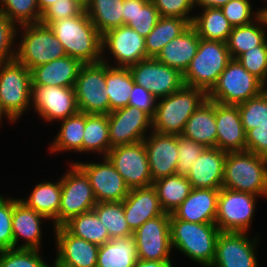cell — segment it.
Segmentation results:
<instances>
[{
  "mask_svg": "<svg viewBox=\"0 0 267 267\" xmlns=\"http://www.w3.org/2000/svg\"><path fill=\"white\" fill-rule=\"evenodd\" d=\"M220 232L215 223L170 219L172 248L203 267L211 266Z\"/></svg>",
  "mask_w": 267,
  "mask_h": 267,
  "instance_id": "obj_3",
  "label": "cell"
},
{
  "mask_svg": "<svg viewBox=\"0 0 267 267\" xmlns=\"http://www.w3.org/2000/svg\"><path fill=\"white\" fill-rule=\"evenodd\" d=\"M170 213L147 220L133 232L140 260L171 261L173 249L170 234Z\"/></svg>",
  "mask_w": 267,
  "mask_h": 267,
  "instance_id": "obj_15",
  "label": "cell"
},
{
  "mask_svg": "<svg viewBox=\"0 0 267 267\" xmlns=\"http://www.w3.org/2000/svg\"><path fill=\"white\" fill-rule=\"evenodd\" d=\"M31 71L16 59L0 62V104L15 123L31 107Z\"/></svg>",
  "mask_w": 267,
  "mask_h": 267,
  "instance_id": "obj_7",
  "label": "cell"
},
{
  "mask_svg": "<svg viewBox=\"0 0 267 267\" xmlns=\"http://www.w3.org/2000/svg\"><path fill=\"white\" fill-rule=\"evenodd\" d=\"M264 27L260 16L247 25L233 27L226 42L231 58L237 59L242 53L260 46L267 39Z\"/></svg>",
  "mask_w": 267,
  "mask_h": 267,
  "instance_id": "obj_35",
  "label": "cell"
},
{
  "mask_svg": "<svg viewBox=\"0 0 267 267\" xmlns=\"http://www.w3.org/2000/svg\"><path fill=\"white\" fill-rule=\"evenodd\" d=\"M172 261H153L138 259L134 267H173Z\"/></svg>",
  "mask_w": 267,
  "mask_h": 267,
  "instance_id": "obj_56",
  "label": "cell"
},
{
  "mask_svg": "<svg viewBox=\"0 0 267 267\" xmlns=\"http://www.w3.org/2000/svg\"><path fill=\"white\" fill-rule=\"evenodd\" d=\"M227 152L217 147H206L196 158L187 174L194 189H220L223 183L224 162Z\"/></svg>",
  "mask_w": 267,
  "mask_h": 267,
  "instance_id": "obj_25",
  "label": "cell"
},
{
  "mask_svg": "<svg viewBox=\"0 0 267 267\" xmlns=\"http://www.w3.org/2000/svg\"><path fill=\"white\" fill-rule=\"evenodd\" d=\"M231 0H195V9L196 6L201 9L207 8H221Z\"/></svg>",
  "mask_w": 267,
  "mask_h": 267,
  "instance_id": "obj_55",
  "label": "cell"
},
{
  "mask_svg": "<svg viewBox=\"0 0 267 267\" xmlns=\"http://www.w3.org/2000/svg\"><path fill=\"white\" fill-rule=\"evenodd\" d=\"M42 220L49 219L27 207L19 199L13 198L12 232L14 248L40 250ZM20 239L25 240L24 243L19 244Z\"/></svg>",
  "mask_w": 267,
  "mask_h": 267,
  "instance_id": "obj_23",
  "label": "cell"
},
{
  "mask_svg": "<svg viewBox=\"0 0 267 267\" xmlns=\"http://www.w3.org/2000/svg\"><path fill=\"white\" fill-rule=\"evenodd\" d=\"M190 25L186 19L160 16L154 29L145 38L147 56L155 58L164 46L182 34Z\"/></svg>",
  "mask_w": 267,
  "mask_h": 267,
  "instance_id": "obj_40",
  "label": "cell"
},
{
  "mask_svg": "<svg viewBox=\"0 0 267 267\" xmlns=\"http://www.w3.org/2000/svg\"><path fill=\"white\" fill-rule=\"evenodd\" d=\"M231 60L226 42L200 39L196 55L183 74L184 85L208 93Z\"/></svg>",
  "mask_w": 267,
  "mask_h": 267,
  "instance_id": "obj_6",
  "label": "cell"
},
{
  "mask_svg": "<svg viewBox=\"0 0 267 267\" xmlns=\"http://www.w3.org/2000/svg\"><path fill=\"white\" fill-rule=\"evenodd\" d=\"M74 89L79 112L107 115L110 113L105 62L83 64Z\"/></svg>",
  "mask_w": 267,
  "mask_h": 267,
  "instance_id": "obj_9",
  "label": "cell"
},
{
  "mask_svg": "<svg viewBox=\"0 0 267 267\" xmlns=\"http://www.w3.org/2000/svg\"><path fill=\"white\" fill-rule=\"evenodd\" d=\"M137 260L133 236L112 238L99 245L96 267H134Z\"/></svg>",
  "mask_w": 267,
  "mask_h": 267,
  "instance_id": "obj_31",
  "label": "cell"
},
{
  "mask_svg": "<svg viewBox=\"0 0 267 267\" xmlns=\"http://www.w3.org/2000/svg\"><path fill=\"white\" fill-rule=\"evenodd\" d=\"M12 213L13 197L4 198L0 194V251L14 248Z\"/></svg>",
  "mask_w": 267,
  "mask_h": 267,
  "instance_id": "obj_52",
  "label": "cell"
},
{
  "mask_svg": "<svg viewBox=\"0 0 267 267\" xmlns=\"http://www.w3.org/2000/svg\"><path fill=\"white\" fill-rule=\"evenodd\" d=\"M61 178L55 183L42 181L35 185L28 198H19L27 207L34 209L52 221L58 227V212L61 204Z\"/></svg>",
  "mask_w": 267,
  "mask_h": 267,
  "instance_id": "obj_30",
  "label": "cell"
},
{
  "mask_svg": "<svg viewBox=\"0 0 267 267\" xmlns=\"http://www.w3.org/2000/svg\"><path fill=\"white\" fill-rule=\"evenodd\" d=\"M123 2L124 0H89L85 11L101 35L123 25Z\"/></svg>",
  "mask_w": 267,
  "mask_h": 267,
  "instance_id": "obj_36",
  "label": "cell"
},
{
  "mask_svg": "<svg viewBox=\"0 0 267 267\" xmlns=\"http://www.w3.org/2000/svg\"><path fill=\"white\" fill-rule=\"evenodd\" d=\"M54 229V267H96L99 245L72 235L64 226Z\"/></svg>",
  "mask_w": 267,
  "mask_h": 267,
  "instance_id": "obj_20",
  "label": "cell"
},
{
  "mask_svg": "<svg viewBox=\"0 0 267 267\" xmlns=\"http://www.w3.org/2000/svg\"><path fill=\"white\" fill-rule=\"evenodd\" d=\"M0 11L17 27L40 23L42 16L37 0H0Z\"/></svg>",
  "mask_w": 267,
  "mask_h": 267,
  "instance_id": "obj_43",
  "label": "cell"
},
{
  "mask_svg": "<svg viewBox=\"0 0 267 267\" xmlns=\"http://www.w3.org/2000/svg\"><path fill=\"white\" fill-rule=\"evenodd\" d=\"M134 83L150 91L156 99L169 96L183 85V74L177 69L149 57L129 66Z\"/></svg>",
  "mask_w": 267,
  "mask_h": 267,
  "instance_id": "obj_14",
  "label": "cell"
},
{
  "mask_svg": "<svg viewBox=\"0 0 267 267\" xmlns=\"http://www.w3.org/2000/svg\"><path fill=\"white\" fill-rule=\"evenodd\" d=\"M216 147L226 152L246 151V133L237 105L215 102Z\"/></svg>",
  "mask_w": 267,
  "mask_h": 267,
  "instance_id": "obj_22",
  "label": "cell"
},
{
  "mask_svg": "<svg viewBox=\"0 0 267 267\" xmlns=\"http://www.w3.org/2000/svg\"><path fill=\"white\" fill-rule=\"evenodd\" d=\"M82 65L80 60L67 55L34 67L30 70L32 85L74 87Z\"/></svg>",
  "mask_w": 267,
  "mask_h": 267,
  "instance_id": "obj_27",
  "label": "cell"
},
{
  "mask_svg": "<svg viewBox=\"0 0 267 267\" xmlns=\"http://www.w3.org/2000/svg\"><path fill=\"white\" fill-rule=\"evenodd\" d=\"M161 207L165 213L172 212L189 196L192 189L186 176L175 174L153 182Z\"/></svg>",
  "mask_w": 267,
  "mask_h": 267,
  "instance_id": "obj_39",
  "label": "cell"
},
{
  "mask_svg": "<svg viewBox=\"0 0 267 267\" xmlns=\"http://www.w3.org/2000/svg\"><path fill=\"white\" fill-rule=\"evenodd\" d=\"M183 136L204 145L216 147L215 102L207 99L187 120Z\"/></svg>",
  "mask_w": 267,
  "mask_h": 267,
  "instance_id": "obj_29",
  "label": "cell"
},
{
  "mask_svg": "<svg viewBox=\"0 0 267 267\" xmlns=\"http://www.w3.org/2000/svg\"><path fill=\"white\" fill-rule=\"evenodd\" d=\"M264 1L267 3V0H264ZM258 10L260 12L259 16L262 18L264 25L267 27V7H263L262 9L260 8Z\"/></svg>",
  "mask_w": 267,
  "mask_h": 267,
  "instance_id": "obj_58",
  "label": "cell"
},
{
  "mask_svg": "<svg viewBox=\"0 0 267 267\" xmlns=\"http://www.w3.org/2000/svg\"><path fill=\"white\" fill-rule=\"evenodd\" d=\"M63 226L72 235L97 245H103L111 239L106 226L93 210L71 218Z\"/></svg>",
  "mask_w": 267,
  "mask_h": 267,
  "instance_id": "obj_41",
  "label": "cell"
},
{
  "mask_svg": "<svg viewBox=\"0 0 267 267\" xmlns=\"http://www.w3.org/2000/svg\"><path fill=\"white\" fill-rule=\"evenodd\" d=\"M257 195L220 188L215 224L221 232H249Z\"/></svg>",
  "mask_w": 267,
  "mask_h": 267,
  "instance_id": "obj_11",
  "label": "cell"
},
{
  "mask_svg": "<svg viewBox=\"0 0 267 267\" xmlns=\"http://www.w3.org/2000/svg\"><path fill=\"white\" fill-rule=\"evenodd\" d=\"M129 189L153 184L147 151L143 141L113 147L106 156Z\"/></svg>",
  "mask_w": 267,
  "mask_h": 267,
  "instance_id": "obj_12",
  "label": "cell"
},
{
  "mask_svg": "<svg viewBox=\"0 0 267 267\" xmlns=\"http://www.w3.org/2000/svg\"><path fill=\"white\" fill-rule=\"evenodd\" d=\"M220 189H194L172 212L170 219L193 223H215Z\"/></svg>",
  "mask_w": 267,
  "mask_h": 267,
  "instance_id": "obj_24",
  "label": "cell"
},
{
  "mask_svg": "<svg viewBox=\"0 0 267 267\" xmlns=\"http://www.w3.org/2000/svg\"><path fill=\"white\" fill-rule=\"evenodd\" d=\"M162 17H179L192 24L195 0H150Z\"/></svg>",
  "mask_w": 267,
  "mask_h": 267,
  "instance_id": "obj_51",
  "label": "cell"
},
{
  "mask_svg": "<svg viewBox=\"0 0 267 267\" xmlns=\"http://www.w3.org/2000/svg\"><path fill=\"white\" fill-rule=\"evenodd\" d=\"M108 122L111 148L143 141L152 131V118L130 105L110 112Z\"/></svg>",
  "mask_w": 267,
  "mask_h": 267,
  "instance_id": "obj_19",
  "label": "cell"
},
{
  "mask_svg": "<svg viewBox=\"0 0 267 267\" xmlns=\"http://www.w3.org/2000/svg\"><path fill=\"white\" fill-rule=\"evenodd\" d=\"M93 211L106 226L111 239L133 236V231L125 219L123 202H99Z\"/></svg>",
  "mask_w": 267,
  "mask_h": 267,
  "instance_id": "obj_42",
  "label": "cell"
},
{
  "mask_svg": "<svg viewBox=\"0 0 267 267\" xmlns=\"http://www.w3.org/2000/svg\"><path fill=\"white\" fill-rule=\"evenodd\" d=\"M70 165V170L61 177L62 196L58 212V227L77 215L93 210L97 204L86 174L71 161Z\"/></svg>",
  "mask_w": 267,
  "mask_h": 267,
  "instance_id": "obj_10",
  "label": "cell"
},
{
  "mask_svg": "<svg viewBox=\"0 0 267 267\" xmlns=\"http://www.w3.org/2000/svg\"><path fill=\"white\" fill-rule=\"evenodd\" d=\"M110 149L108 115L85 113L82 153L95 152L106 157Z\"/></svg>",
  "mask_w": 267,
  "mask_h": 267,
  "instance_id": "obj_34",
  "label": "cell"
},
{
  "mask_svg": "<svg viewBox=\"0 0 267 267\" xmlns=\"http://www.w3.org/2000/svg\"><path fill=\"white\" fill-rule=\"evenodd\" d=\"M99 162H78L76 164L88 177L97 203L122 202L129 194V187L107 157Z\"/></svg>",
  "mask_w": 267,
  "mask_h": 267,
  "instance_id": "obj_17",
  "label": "cell"
},
{
  "mask_svg": "<svg viewBox=\"0 0 267 267\" xmlns=\"http://www.w3.org/2000/svg\"><path fill=\"white\" fill-rule=\"evenodd\" d=\"M17 26L0 11V62L15 59L16 46L14 42L18 37Z\"/></svg>",
  "mask_w": 267,
  "mask_h": 267,
  "instance_id": "obj_50",
  "label": "cell"
},
{
  "mask_svg": "<svg viewBox=\"0 0 267 267\" xmlns=\"http://www.w3.org/2000/svg\"><path fill=\"white\" fill-rule=\"evenodd\" d=\"M59 122L61 126L54 141L50 143L49 152L59 154V152L74 151L75 153H82L85 113L78 112Z\"/></svg>",
  "mask_w": 267,
  "mask_h": 267,
  "instance_id": "obj_33",
  "label": "cell"
},
{
  "mask_svg": "<svg viewBox=\"0 0 267 267\" xmlns=\"http://www.w3.org/2000/svg\"><path fill=\"white\" fill-rule=\"evenodd\" d=\"M84 10L77 0H57L42 13L40 23L50 26L53 22L78 16Z\"/></svg>",
  "mask_w": 267,
  "mask_h": 267,
  "instance_id": "obj_49",
  "label": "cell"
},
{
  "mask_svg": "<svg viewBox=\"0 0 267 267\" xmlns=\"http://www.w3.org/2000/svg\"><path fill=\"white\" fill-rule=\"evenodd\" d=\"M206 147L183 135H178V165L177 174L187 176L192 164L196 161Z\"/></svg>",
  "mask_w": 267,
  "mask_h": 267,
  "instance_id": "obj_48",
  "label": "cell"
},
{
  "mask_svg": "<svg viewBox=\"0 0 267 267\" xmlns=\"http://www.w3.org/2000/svg\"><path fill=\"white\" fill-rule=\"evenodd\" d=\"M259 237L250 238L247 232H220L210 267H258L255 249Z\"/></svg>",
  "mask_w": 267,
  "mask_h": 267,
  "instance_id": "obj_18",
  "label": "cell"
},
{
  "mask_svg": "<svg viewBox=\"0 0 267 267\" xmlns=\"http://www.w3.org/2000/svg\"><path fill=\"white\" fill-rule=\"evenodd\" d=\"M68 56L83 64L102 60V35L84 10L80 15L53 22L50 26Z\"/></svg>",
  "mask_w": 267,
  "mask_h": 267,
  "instance_id": "obj_1",
  "label": "cell"
},
{
  "mask_svg": "<svg viewBox=\"0 0 267 267\" xmlns=\"http://www.w3.org/2000/svg\"><path fill=\"white\" fill-rule=\"evenodd\" d=\"M0 267H52L35 249H8L0 251Z\"/></svg>",
  "mask_w": 267,
  "mask_h": 267,
  "instance_id": "obj_45",
  "label": "cell"
},
{
  "mask_svg": "<svg viewBox=\"0 0 267 267\" xmlns=\"http://www.w3.org/2000/svg\"><path fill=\"white\" fill-rule=\"evenodd\" d=\"M114 58V64L102 57V62L114 67H129L144 59L149 58L146 50V40L134 29L127 25H121L102 35V54ZM107 53V54H105Z\"/></svg>",
  "mask_w": 267,
  "mask_h": 267,
  "instance_id": "obj_13",
  "label": "cell"
},
{
  "mask_svg": "<svg viewBox=\"0 0 267 267\" xmlns=\"http://www.w3.org/2000/svg\"><path fill=\"white\" fill-rule=\"evenodd\" d=\"M261 93L264 95L265 100L267 102V84H263Z\"/></svg>",
  "mask_w": 267,
  "mask_h": 267,
  "instance_id": "obj_60",
  "label": "cell"
},
{
  "mask_svg": "<svg viewBox=\"0 0 267 267\" xmlns=\"http://www.w3.org/2000/svg\"><path fill=\"white\" fill-rule=\"evenodd\" d=\"M57 0H37L41 14Z\"/></svg>",
  "mask_w": 267,
  "mask_h": 267,
  "instance_id": "obj_57",
  "label": "cell"
},
{
  "mask_svg": "<svg viewBox=\"0 0 267 267\" xmlns=\"http://www.w3.org/2000/svg\"><path fill=\"white\" fill-rule=\"evenodd\" d=\"M160 15L150 0H124L123 25L146 38L154 29Z\"/></svg>",
  "mask_w": 267,
  "mask_h": 267,
  "instance_id": "obj_32",
  "label": "cell"
},
{
  "mask_svg": "<svg viewBox=\"0 0 267 267\" xmlns=\"http://www.w3.org/2000/svg\"><path fill=\"white\" fill-rule=\"evenodd\" d=\"M78 2H80L84 7L87 6L89 0H77Z\"/></svg>",
  "mask_w": 267,
  "mask_h": 267,
  "instance_id": "obj_61",
  "label": "cell"
},
{
  "mask_svg": "<svg viewBox=\"0 0 267 267\" xmlns=\"http://www.w3.org/2000/svg\"><path fill=\"white\" fill-rule=\"evenodd\" d=\"M222 187L267 198V158L249 151L227 152Z\"/></svg>",
  "mask_w": 267,
  "mask_h": 267,
  "instance_id": "obj_4",
  "label": "cell"
},
{
  "mask_svg": "<svg viewBox=\"0 0 267 267\" xmlns=\"http://www.w3.org/2000/svg\"><path fill=\"white\" fill-rule=\"evenodd\" d=\"M3 116H6V117H3ZM4 118H7L8 121H10L11 123H14L1 109V104H0V125H1V122L3 121Z\"/></svg>",
  "mask_w": 267,
  "mask_h": 267,
  "instance_id": "obj_59",
  "label": "cell"
},
{
  "mask_svg": "<svg viewBox=\"0 0 267 267\" xmlns=\"http://www.w3.org/2000/svg\"><path fill=\"white\" fill-rule=\"evenodd\" d=\"M220 9L232 27L247 25L260 15L258 10L253 12L249 0H231Z\"/></svg>",
  "mask_w": 267,
  "mask_h": 267,
  "instance_id": "obj_47",
  "label": "cell"
},
{
  "mask_svg": "<svg viewBox=\"0 0 267 267\" xmlns=\"http://www.w3.org/2000/svg\"><path fill=\"white\" fill-rule=\"evenodd\" d=\"M200 39L227 42L232 26L220 8L202 9V13L195 15L191 24Z\"/></svg>",
  "mask_w": 267,
  "mask_h": 267,
  "instance_id": "obj_37",
  "label": "cell"
},
{
  "mask_svg": "<svg viewBox=\"0 0 267 267\" xmlns=\"http://www.w3.org/2000/svg\"><path fill=\"white\" fill-rule=\"evenodd\" d=\"M157 100L158 99H156L150 91L142 86L134 84L130 93L128 105L139 108L153 118L157 107Z\"/></svg>",
  "mask_w": 267,
  "mask_h": 267,
  "instance_id": "obj_53",
  "label": "cell"
},
{
  "mask_svg": "<svg viewBox=\"0 0 267 267\" xmlns=\"http://www.w3.org/2000/svg\"><path fill=\"white\" fill-rule=\"evenodd\" d=\"M237 60L263 84H267V39L257 47L242 53Z\"/></svg>",
  "mask_w": 267,
  "mask_h": 267,
  "instance_id": "obj_46",
  "label": "cell"
},
{
  "mask_svg": "<svg viewBox=\"0 0 267 267\" xmlns=\"http://www.w3.org/2000/svg\"><path fill=\"white\" fill-rule=\"evenodd\" d=\"M134 84L129 67H114L106 63V89L110 112L128 106Z\"/></svg>",
  "mask_w": 267,
  "mask_h": 267,
  "instance_id": "obj_38",
  "label": "cell"
},
{
  "mask_svg": "<svg viewBox=\"0 0 267 267\" xmlns=\"http://www.w3.org/2000/svg\"><path fill=\"white\" fill-rule=\"evenodd\" d=\"M31 104L33 111L47 123L58 122L79 112L74 87L32 85Z\"/></svg>",
  "mask_w": 267,
  "mask_h": 267,
  "instance_id": "obj_16",
  "label": "cell"
},
{
  "mask_svg": "<svg viewBox=\"0 0 267 267\" xmlns=\"http://www.w3.org/2000/svg\"><path fill=\"white\" fill-rule=\"evenodd\" d=\"M207 100L199 88L183 85L169 96L158 99L152 118V130L162 134L181 135L187 120Z\"/></svg>",
  "mask_w": 267,
  "mask_h": 267,
  "instance_id": "obj_2",
  "label": "cell"
},
{
  "mask_svg": "<svg viewBox=\"0 0 267 267\" xmlns=\"http://www.w3.org/2000/svg\"><path fill=\"white\" fill-rule=\"evenodd\" d=\"M19 27V28H18ZM17 27L23 29L19 43L17 41L15 59L29 70L67 56L51 28L42 23L26 24Z\"/></svg>",
  "mask_w": 267,
  "mask_h": 267,
  "instance_id": "obj_5",
  "label": "cell"
},
{
  "mask_svg": "<svg viewBox=\"0 0 267 267\" xmlns=\"http://www.w3.org/2000/svg\"><path fill=\"white\" fill-rule=\"evenodd\" d=\"M263 83L232 59L218 77L207 99L224 105H238L259 95Z\"/></svg>",
  "mask_w": 267,
  "mask_h": 267,
  "instance_id": "obj_8",
  "label": "cell"
},
{
  "mask_svg": "<svg viewBox=\"0 0 267 267\" xmlns=\"http://www.w3.org/2000/svg\"><path fill=\"white\" fill-rule=\"evenodd\" d=\"M122 202L125 219L133 232L147 220L165 213L153 185L130 189Z\"/></svg>",
  "mask_w": 267,
  "mask_h": 267,
  "instance_id": "obj_26",
  "label": "cell"
},
{
  "mask_svg": "<svg viewBox=\"0 0 267 267\" xmlns=\"http://www.w3.org/2000/svg\"><path fill=\"white\" fill-rule=\"evenodd\" d=\"M143 142L153 182L177 174L178 135L162 134L152 130Z\"/></svg>",
  "mask_w": 267,
  "mask_h": 267,
  "instance_id": "obj_21",
  "label": "cell"
},
{
  "mask_svg": "<svg viewBox=\"0 0 267 267\" xmlns=\"http://www.w3.org/2000/svg\"><path fill=\"white\" fill-rule=\"evenodd\" d=\"M199 42L197 31L190 25L182 34L164 46L155 58L184 74L196 55Z\"/></svg>",
  "mask_w": 267,
  "mask_h": 267,
  "instance_id": "obj_28",
  "label": "cell"
},
{
  "mask_svg": "<svg viewBox=\"0 0 267 267\" xmlns=\"http://www.w3.org/2000/svg\"><path fill=\"white\" fill-rule=\"evenodd\" d=\"M237 106L245 133L258 125L267 124V102L262 93Z\"/></svg>",
  "mask_w": 267,
  "mask_h": 267,
  "instance_id": "obj_44",
  "label": "cell"
},
{
  "mask_svg": "<svg viewBox=\"0 0 267 267\" xmlns=\"http://www.w3.org/2000/svg\"><path fill=\"white\" fill-rule=\"evenodd\" d=\"M246 151L267 158V124L258 125L246 133Z\"/></svg>",
  "mask_w": 267,
  "mask_h": 267,
  "instance_id": "obj_54",
  "label": "cell"
}]
</instances>
